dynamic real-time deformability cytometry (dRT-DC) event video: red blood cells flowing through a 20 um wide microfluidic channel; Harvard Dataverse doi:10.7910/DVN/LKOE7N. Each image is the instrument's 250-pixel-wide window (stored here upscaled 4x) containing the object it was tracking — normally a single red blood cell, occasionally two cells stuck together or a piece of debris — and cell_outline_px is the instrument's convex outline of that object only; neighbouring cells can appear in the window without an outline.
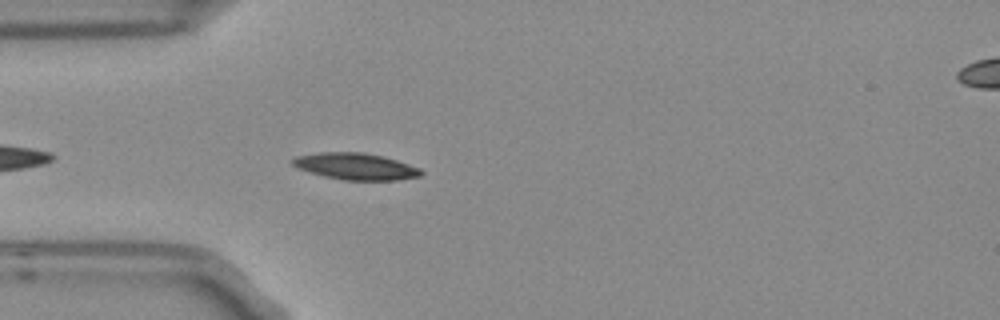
{"species": "Egyptian fruit bat (a non-hibernating species)", "species_latin": "Rousettus aegyptiacus", "temperature_condition": "room temperature", "stored_images_in_passage": 4, "camera_frame_rate_fps": 3000, "um_per_image_px": 0.085, "frame": {"image": 1, "passage_image": 4, "time_ms": 1.0, "image_size_px": [1000, 320], "cell_outline_px": [[424, 172], [420, 176], [396, 180], [344, 180], [324, 176], [300, 168], [292, 164], [288, 160], [296, 156], [320, 152], [364, 152], [384, 156], [420, 168]], "centroid_in_image_um": [30.23, 14.13], "position_along_channel_um": 54.8, "area_um2": 19.88}}